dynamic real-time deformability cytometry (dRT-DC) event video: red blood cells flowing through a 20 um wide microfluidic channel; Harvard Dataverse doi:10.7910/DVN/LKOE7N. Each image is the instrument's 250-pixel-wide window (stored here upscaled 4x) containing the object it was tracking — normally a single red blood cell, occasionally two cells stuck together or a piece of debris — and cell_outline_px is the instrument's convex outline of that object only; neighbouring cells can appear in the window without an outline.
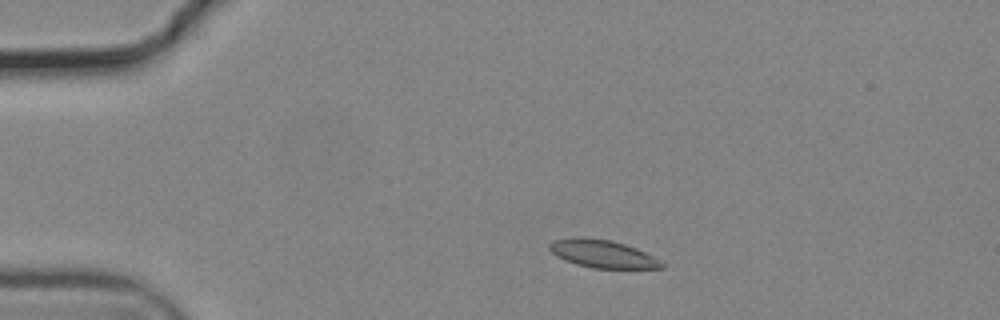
{"species": "common noctule bat (a hibernating species)", "species_latin": "Nyctalus noctula", "temperature_condition": "cold", "stored_images_in_passage": 15, "camera_frame_rate_fps": 3000, "um_per_image_px": 0.085, "animal": {"sex": "male", "body_mass_g": 19.2, "forearm_length_mm": 51.8}, "frame": {"image": 1, "passage_image": 6, "time_ms": 1.667, "image_size_px": [1000, 320], "cell_outline_px": [[664, 268], [592, 268], [576, 264], [564, 260], [556, 256], [548, 248], [548, 244], [552, 240], [576, 236], [584, 236], [612, 240], [636, 248], [652, 256], [664, 264]], "centroid_in_image_um": [51.14, 21.55], "position_along_channel_um": 33.9, "area_um2": 18.32}}
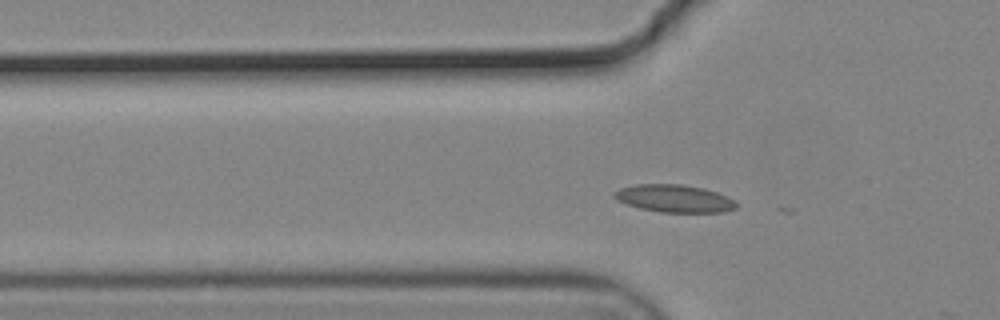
{"frame": {"image": 2, "passage_image": 13, "time_ms": 4.0, "image_size_px": [1000, 320], "cell_outline_px": [[740, 204], [736, 208], [724, 212], [660, 212], [640, 208], [616, 200], [612, 196], [612, 192], [620, 188], [636, 184], [680, 184], [704, 188], [728, 196], [736, 200]], "centroid_in_image_um": [57.34, 16.87], "position_along_channel_um": 68.5, "area_um2": 19.83}}